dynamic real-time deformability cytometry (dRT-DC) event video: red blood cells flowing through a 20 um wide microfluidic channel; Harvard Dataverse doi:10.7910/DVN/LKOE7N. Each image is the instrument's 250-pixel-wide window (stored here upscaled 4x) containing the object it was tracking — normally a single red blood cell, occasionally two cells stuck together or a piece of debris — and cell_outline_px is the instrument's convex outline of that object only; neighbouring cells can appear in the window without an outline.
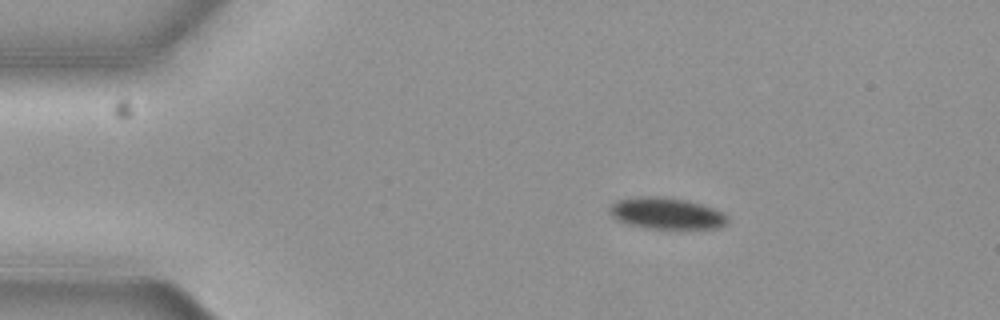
{"species": "common noctule bat (a hibernating species)", "species_latin": "Nyctalus noctula", "temperature_condition": "cold", "stored_images_in_passage": 58, "camera_frame_rate_fps": 3000, "um_per_image_px": 0.085, "animal": {"sex": "female", "body_mass_g": 19.3, "forearm_length_mm": 54.1}, "frame": {"image": 1, "passage_image": 10, "time_ms": 3.0, "image_size_px": [1000, 320], "cell_outline_px": [[728, 220], [724, 224], [716, 228], [648, 228], [628, 224], [616, 220], [608, 212], [608, 208], [616, 200], [640, 196], [656, 196], [684, 200], [700, 204], [712, 208], [728, 216]], "centroid_in_image_um": [56.57, 18.13], "position_along_channel_um": 28.4, "area_um2": 21.33}}
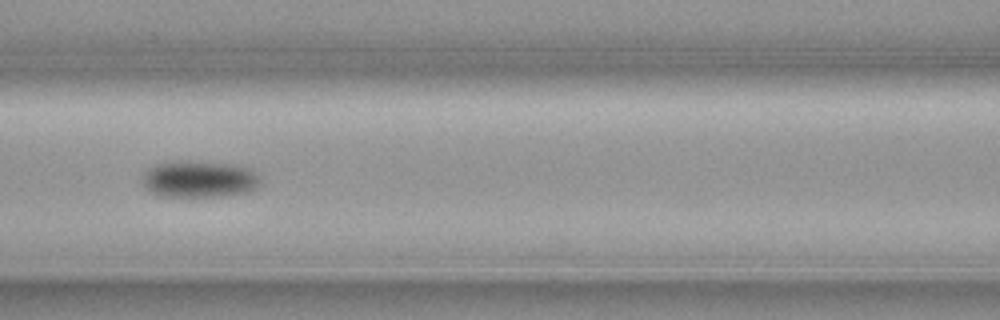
{"frame": {"image": 2, "passage_image": 25, "time_ms": 8.0, "image_size_px": [1000, 320], "cell_outline_px": [[260, 184], [256, 188], [248, 192], [216, 196], [160, 196], [152, 192], [144, 184], [144, 172], [148, 168], [156, 164], [176, 160], [188, 160], [232, 164], [252, 168], [260, 172]], "centroid_in_image_um": [17.0, 15.2], "position_along_channel_um": 149.6, "area_um2": 25.49}}
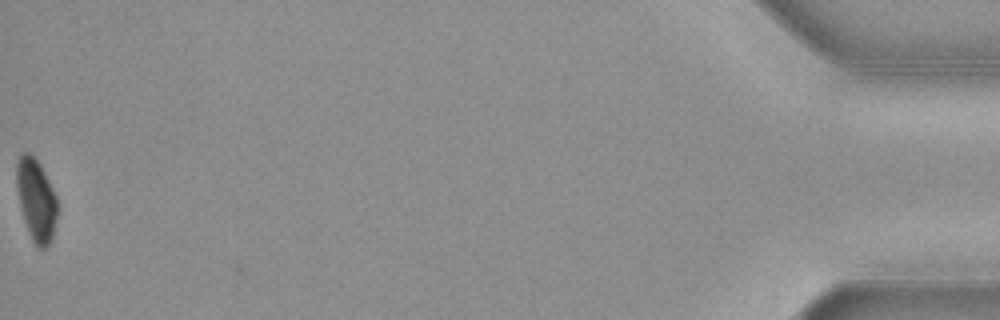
{"frame": {"image": 3, "passage_image": 57, "time_ms": 18.667, "image_size_px": [1000, 320], "cell_outline_px": [[56, 220], [52, 236], [48, 244], [44, 248], [36, 248], [32, 240], [24, 220], [20, 204], [16, 184], [16, 164], [20, 156], [24, 152], [28, 152], [40, 164], [56, 196]], "centroid_in_image_um": [3.06, 16.99], "position_along_channel_um": 432.1, "area_um2": 19.07}, "authors_computed_cell_mechanics": {"area_um2": 22.2819, "velocity_mm_per_s": 3.6582, "shape_relaxation_time_tau1_ms": 1.9419, "shape_relaxation_time_tau2_ms": null, "deformation_change_tau1": 0.0631, "deformation_change_tau2": null}}